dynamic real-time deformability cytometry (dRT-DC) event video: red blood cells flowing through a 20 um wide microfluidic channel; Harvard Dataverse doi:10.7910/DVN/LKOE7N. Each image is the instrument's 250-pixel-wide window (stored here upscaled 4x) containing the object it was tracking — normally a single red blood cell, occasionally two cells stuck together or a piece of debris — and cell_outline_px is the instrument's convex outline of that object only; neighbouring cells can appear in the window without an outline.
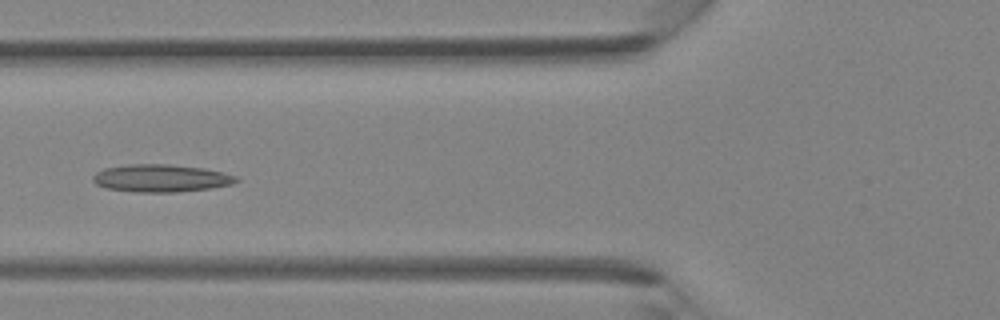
{"species": "Egyptian fruit bat (a non-hibernating species)", "species_latin": "Rousettus aegyptiacus", "temperature_condition": "room temperature", "stored_images_in_passage": 8, "camera_frame_rate_fps": 3000, "um_per_image_px": 0.085, "animal": {"sex": "female"}, "frame": {"image": 1, "passage_image": 5, "time_ms": 1.333, "image_size_px": [1000, 320], "cell_outline_px": [[240, 180], [232, 184], [212, 188], [176, 192], [136, 192], [104, 188], [96, 184], [92, 180], [92, 176], [96, 172], [104, 168], [128, 164], [168, 164], [204, 168], [224, 172], [236, 176]], "centroid_in_image_um": [13.68, 15.14], "position_along_channel_um": 112.1, "area_um2": 23.24}}